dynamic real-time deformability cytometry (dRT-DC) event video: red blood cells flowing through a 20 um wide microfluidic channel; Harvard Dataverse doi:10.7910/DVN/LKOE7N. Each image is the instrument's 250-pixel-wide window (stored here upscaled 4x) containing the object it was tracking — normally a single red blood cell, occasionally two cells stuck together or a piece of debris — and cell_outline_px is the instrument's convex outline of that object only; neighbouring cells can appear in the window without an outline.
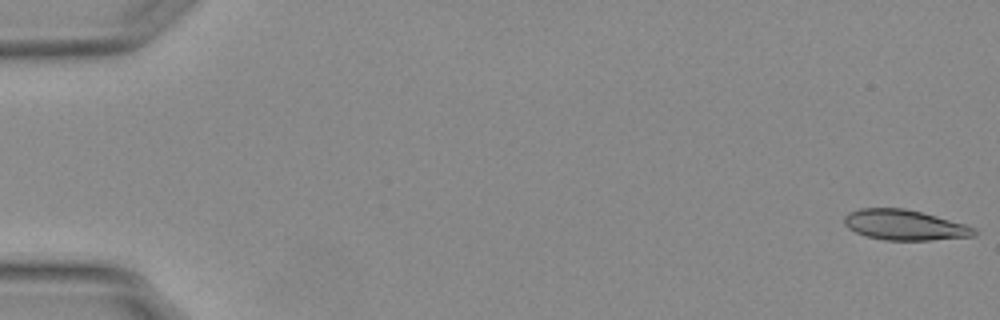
{"species": "Egyptian fruit bat (a non-hibernating species)", "species_latin": "Rousettus aegyptiacus", "temperature_condition": "warm", "stored_images_in_passage": 54, "camera_frame_rate_fps": 3000, "um_per_image_px": 0.085, "animal": {"sex": "female"}, "frame": {"image": 1, "passage_image": 1, "time_ms": 0.0, "image_size_px": [1000, 320], "cell_outline_px": [[980, 232], [976, 236], [932, 240], [884, 240], [868, 236], [856, 232], [848, 228], [844, 224], [844, 216], [848, 212], [860, 208], [904, 208], [936, 216], [964, 224], [976, 228]], "centroid_in_image_um": [76.91, 19.13], "position_along_channel_um": 8.1, "area_um2": 23.0}}
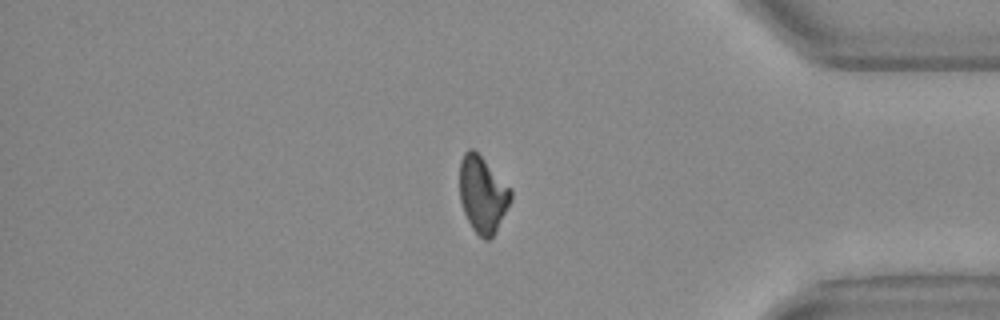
{"frame": {"image": 2, "passage_image": 46, "time_ms": 15.0, "image_size_px": [1000, 320], "cell_outline_px": [[512, 196], [496, 232], [488, 240], [484, 240], [472, 228], [464, 212], [460, 200], [460, 160], [464, 152], [468, 148], [472, 148], [512, 188]], "centroid_in_image_um": [41.02, 16.52], "position_along_channel_um": 394.2, "area_um2": 22.6}}
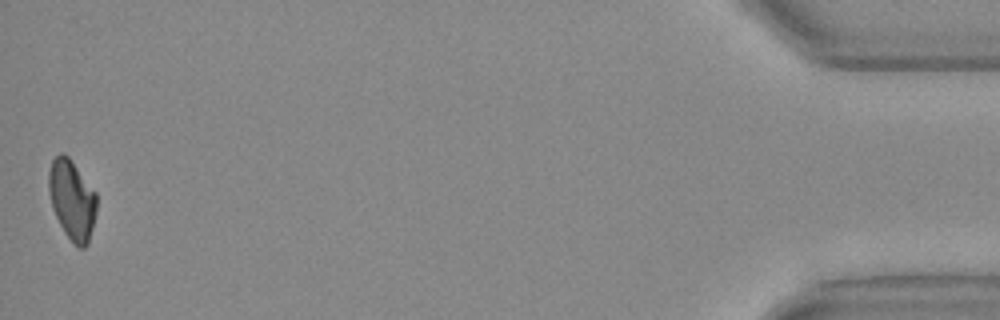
{"frame": {"image": 3, "passage_image": 54, "time_ms": 17.667, "image_size_px": [1000, 320], "cell_outline_px": [[96, 212], [88, 244], [84, 248], [80, 248], [64, 232], [52, 208], [48, 192], [48, 172], [52, 160], [60, 152], [64, 152], [68, 156], [96, 192]], "centroid_in_image_um": [6.1, 16.95], "position_along_channel_um": 429.1, "area_um2": 22.2}, "authors_computed_cell_mechanics": {"area_um2": 23.3801, "velocity_mm_per_s": 3.7974, "shape_relaxation_time_tau1_ms": null, "shape_relaxation_time_tau2_ms": 5.1877, "deformation_change_tau1": null, "deformation_change_tau2": 0.1221}}